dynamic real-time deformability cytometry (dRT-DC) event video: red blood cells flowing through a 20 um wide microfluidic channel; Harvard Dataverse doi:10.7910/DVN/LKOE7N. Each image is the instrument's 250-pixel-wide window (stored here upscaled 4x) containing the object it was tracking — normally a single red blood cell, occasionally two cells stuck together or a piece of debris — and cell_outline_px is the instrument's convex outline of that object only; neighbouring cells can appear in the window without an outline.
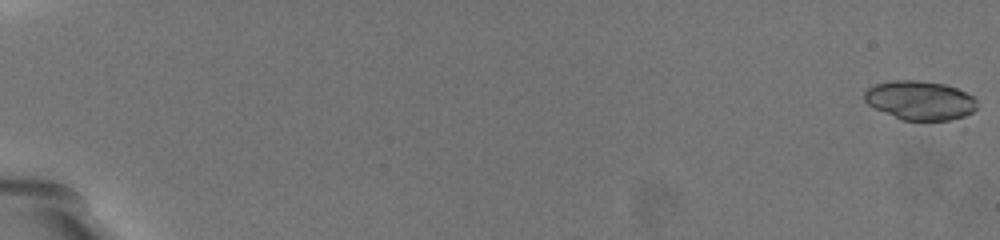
{"species": "common noctule bat (a hibernating species)", "species_latin": "Nyctalus noctula", "temperature_condition": "warm", "stored_images_in_passage": 67, "camera_frame_rate_fps": 3000, "um_per_image_px": 0.085, "animal": {"sex": "female", "body_mass_g": 19.5, "forearm_length_mm": 54.1}, "frame": {"image": 1, "passage_image": 1, "time_ms": 0.0, "image_size_px": [1000, 240], "cell_outline_px": [[976, 108], [972, 112], [964, 116], [948, 120], [900, 120], [868, 104], [864, 100], [864, 92], [868, 88], [876, 84], [896, 80], [916, 80], [944, 84], [956, 88], [972, 96], [976, 100]], "centroid_in_image_um": [78.18, 8.53], "position_along_channel_um": 6.8, "area_um2": 25.37}}